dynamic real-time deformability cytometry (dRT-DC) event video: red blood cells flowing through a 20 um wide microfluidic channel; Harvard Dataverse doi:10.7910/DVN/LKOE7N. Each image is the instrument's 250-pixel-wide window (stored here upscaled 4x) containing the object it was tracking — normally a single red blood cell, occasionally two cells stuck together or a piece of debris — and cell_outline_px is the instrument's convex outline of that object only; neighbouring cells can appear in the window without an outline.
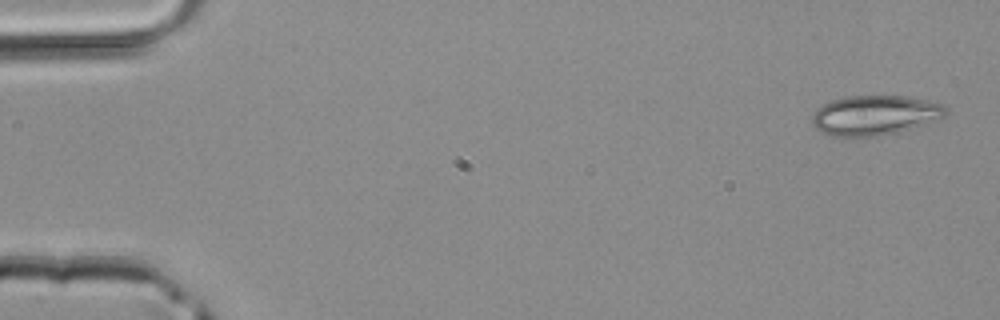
{"species": "common noctule bat (a hibernating species)", "species_latin": "Nyctalus noctula", "temperature_condition": "room temperature", "stored_images_in_passage": 3, "camera_frame_rate_fps": 3000, "um_per_image_px": 0.085, "animal": {"sex": "male", "body_mass_g": 20.4}, "frame": {"image": 1, "passage_image": 1, "time_ms": 0.0, "image_size_px": [1000, 320], "cell_outline_px": [[948, 112], [940, 120], [896, 132], [876, 136], [836, 136], [824, 132], [816, 128], [812, 124], [812, 112], [816, 108], [832, 100], [848, 96], [904, 96], [944, 104], [948, 108]], "centroid_in_image_um": [74.38, 9.78], "position_along_channel_um": 10.6, "area_um2": 30.87}}